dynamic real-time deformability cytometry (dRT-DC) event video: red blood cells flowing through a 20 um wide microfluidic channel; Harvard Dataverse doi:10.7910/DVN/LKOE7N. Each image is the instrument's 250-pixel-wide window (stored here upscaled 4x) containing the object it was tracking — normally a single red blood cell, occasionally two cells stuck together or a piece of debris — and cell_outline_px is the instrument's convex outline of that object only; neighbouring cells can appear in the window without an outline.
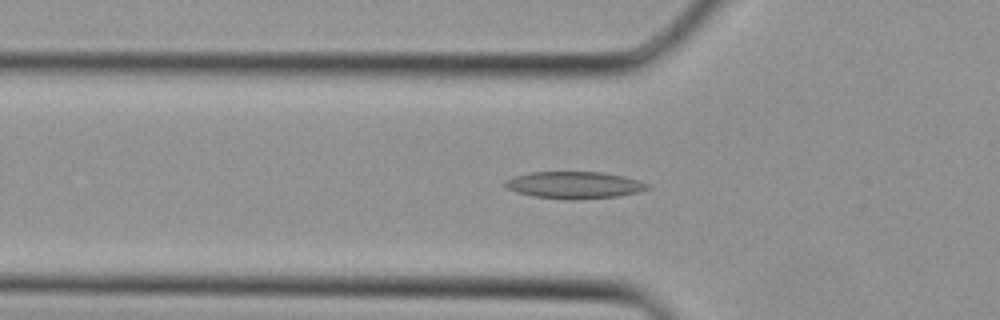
{"species": "Egyptian fruit bat (a non-hibernating species)", "species_latin": "Rousettus aegyptiacus", "temperature_condition": "cold", "stored_images_in_passage": 31, "camera_frame_rate_fps": 3000, "um_per_image_px": 0.085, "animal": {"sex": "female"}, "frame": {"image": 1, "passage_image": 11, "time_ms": 3.333, "image_size_px": [1000, 320], "cell_outline_px": [[652, 188], [636, 192], [616, 196], [576, 200], [572, 200], [532, 196], [516, 192], [508, 188], [504, 184], [504, 180], [516, 176], [532, 172], [600, 172], [624, 176], [640, 180], [648, 184]], "centroid_in_image_um": [48.83, 15.73], "position_along_channel_um": 77.0, "area_um2": 22.31}}
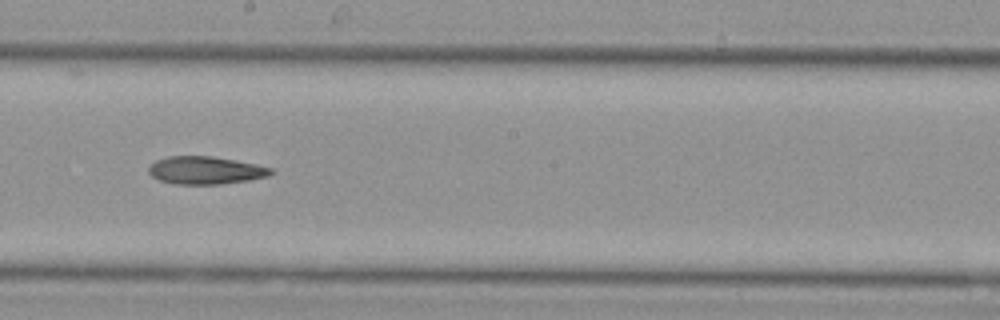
{"frame": {"image": 2, "passage_image": 19, "time_ms": 6.0, "image_size_px": [1000, 320], "cell_outline_px": [[276, 172], [268, 176], [248, 180], [220, 184], [176, 184], [160, 180], [152, 176], [148, 172], [148, 168], [156, 160], [168, 156], [212, 156], [256, 164], [272, 168]], "centroid_in_image_um": [17.48, 14.47], "position_along_channel_um": 230.7, "area_um2": 19.71}}
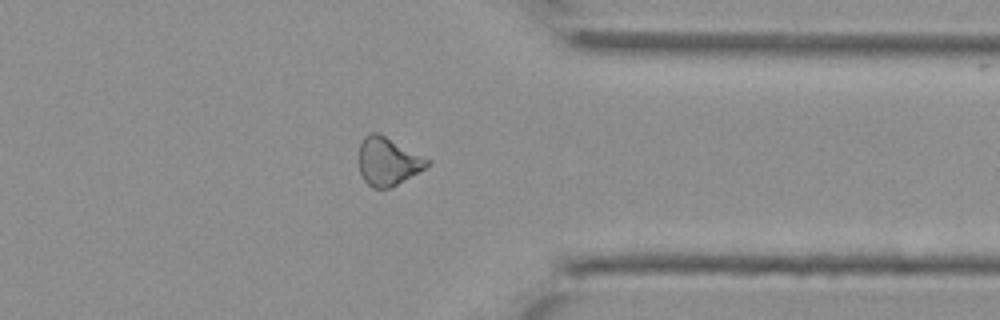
{"frame": {"image": 3, "passage_image": 27, "time_ms": 8.667, "image_size_px": [1000, 320], "cell_outline_px": [[432, 164], [396, 184], [388, 188], [372, 188], [364, 180], [360, 172], [360, 144], [364, 136], [368, 132], [376, 132], [432, 160]], "centroid_in_image_um": [32.98, 13.71], "position_along_channel_um": 378.4, "area_um2": 18.84}}